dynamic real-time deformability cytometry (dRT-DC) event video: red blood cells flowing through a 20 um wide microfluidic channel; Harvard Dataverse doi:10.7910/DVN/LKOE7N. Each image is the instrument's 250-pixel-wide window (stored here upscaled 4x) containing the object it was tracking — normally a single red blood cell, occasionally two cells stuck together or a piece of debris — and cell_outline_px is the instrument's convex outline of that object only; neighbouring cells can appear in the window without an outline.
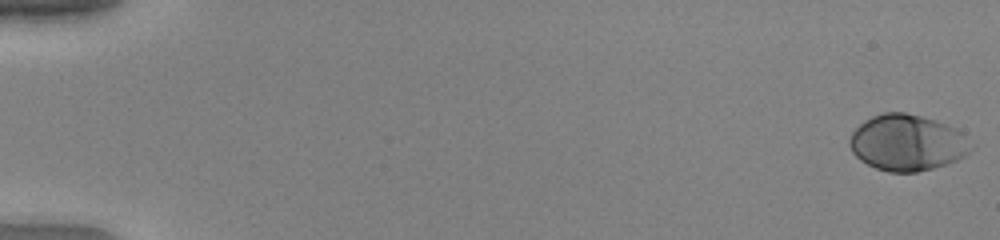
{"species": "human", "species_latin": "Homo sapiens", "temperature_condition": "warm", "stored_images_in_passage": 53, "camera_frame_rate_fps": 3000, "um_per_image_px": 0.085, "donor": {"sex": "female"}, "frame": {"image": 1, "passage_image": 1, "time_ms": 0.0, "image_size_px": [1000, 240], "cell_outline_px": [[976, 148], [964, 156], [956, 160], [932, 168], [916, 172], [888, 172], [876, 168], [860, 160], [852, 152], [848, 144], [848, 140], [852, 132], [864, 120], [872, 116], [884, 112], [904, 112], [936, 120], [948, 124], [956, 128], [976, 144]], "centroid_in_image_um": [77.14, 12.12], "position_along_channel_um": 7.9, "area_um2": 40.11}}
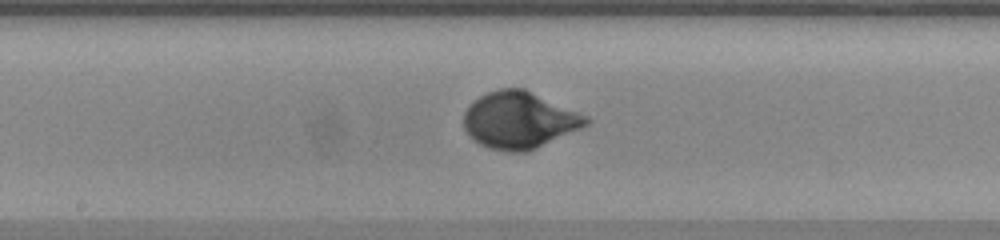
{"frame": {"image": 2, "passage_image": 30, "time_ms": 9.667, "image_size_px": [1000, 240], "cell_outline_px": [[592, 120], [588, 124], [580, 128], [536, 148], [524, 152], [508, 152], [488, 148], [472, 140], [464, 128], [464, 112], [480, 96], [488, 92], [500, 88], [524, 88], [588, 116]], "centroid_in_image_um": [44.13, 10.22], "position_along_channel_um": 204.1, "area_um2": 40.23}}
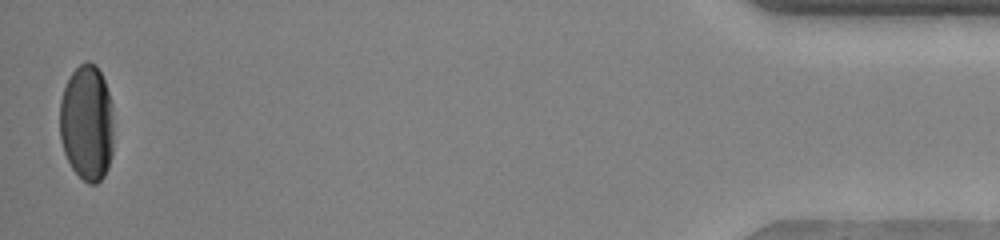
{"frame": {"image": 3, "passage_image": 53, "time_ms": 17.333, "image_size_px": [1000, 240], "cell_outline_px": [[112, 152], [108, 168], [104, 176], [96, 184], [88, 184], [72, 168], [64, 152], [60, 140], [60, 100], [64, 88], [72, 72], [80, 64], [88, 60], [96, 64], [104, 80], [112, 104]], "centroid_in_image_um": [7.38, 10.44], "position_along_channel_um": 427.8, "area_um2": 36.53}, "authors_computed_cell_mechanics": {"area_um2": 38.6104, "velocity_mm_per_s": 3.9528, "shape_relaxation_time_tau1_ms": 2.4482, "shape_relaxation_time_tau2_ms": null, "deformation_change_tau1": 0.1729, "deformation_change_tau2": null}}